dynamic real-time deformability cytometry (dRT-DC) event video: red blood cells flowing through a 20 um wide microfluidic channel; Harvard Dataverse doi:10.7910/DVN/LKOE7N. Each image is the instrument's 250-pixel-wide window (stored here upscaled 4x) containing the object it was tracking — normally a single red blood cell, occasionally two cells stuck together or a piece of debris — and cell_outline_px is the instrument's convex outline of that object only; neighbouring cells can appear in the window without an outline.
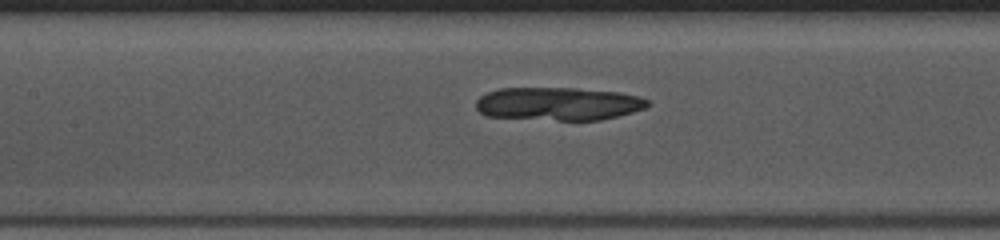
{"species": "common noctule bat (a hibernating species)", "species_latin": "Nyctalus noctula", "temperature_condition": "warm", "stored_images_in_passage": 36, "camera_frame_rate_fps": 3000, "um_per_image_px": 0.085, "animal": {"sex": "female", "body_mass_g": 10.0, "forearm_length_mm": 53.1}, "frame": {"image": 1, "passage_image": 15, "time_ms": 4.667, "image_size_px": [1000, 240], "cell_outline_px": [[652, 104], [644, 108], [632, 112], [600, 120], [556, 120], [488, 116], [480, 112], [476, 108], [476, 100], [480, 96], [488, 92], [500, 88], [576, 88], [620, 92], [640, 96], [648, 100]], "centroid_in_image_um": [47.48, 8.81], "position_along_channel_um": 159.9, "area_um2": 33.18}}
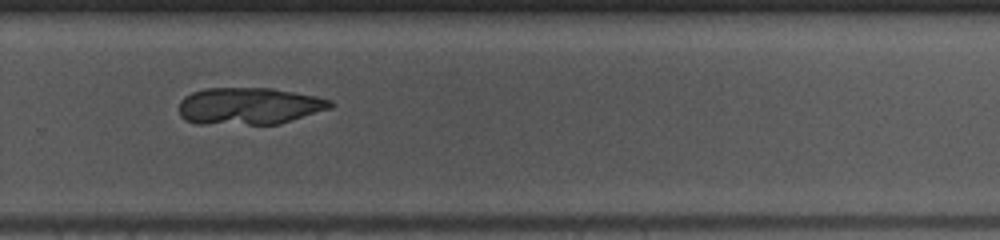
{"frame": {"image": 2, "passage_image": 26, "time_ms": 8.333, "image_size_px": [1000, 240], "cell_outline_px": [[336, 104], [332, 108], [280, 124], [196, 124], [184, 120], [180, 116], [180, 100], [184, 96], [192, 92], [204, 88], [272, 88], [316, 96], [332, 100]], "centroid_in_image_um": [21.18, 9.02], "position_along_channel_um": 308.6, "area_um2": 33.06}}
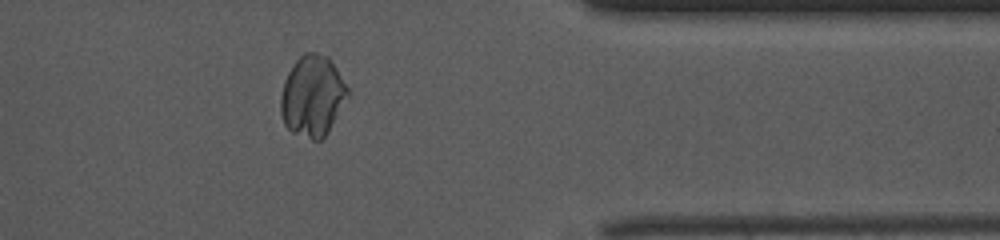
{"frame": {"image": 3, "passage_image": 33, "time_ms": 10.667, "image_size_px": [1000, 240], "cell_outline_px": [[352, 96], [324, 136], [320, 140], [312, 140], [292, 132], [284, 124], [280, 112], [280, 96], [284, 80], [288, 72], [296, 60], [304, 52], [316, 52], [328, 56], [336, 68], [348, 88]], "centroid_in_image_um": [26.58, 8.16], "position_along_channel_um": 384.8, "area_um2": 32.02}}